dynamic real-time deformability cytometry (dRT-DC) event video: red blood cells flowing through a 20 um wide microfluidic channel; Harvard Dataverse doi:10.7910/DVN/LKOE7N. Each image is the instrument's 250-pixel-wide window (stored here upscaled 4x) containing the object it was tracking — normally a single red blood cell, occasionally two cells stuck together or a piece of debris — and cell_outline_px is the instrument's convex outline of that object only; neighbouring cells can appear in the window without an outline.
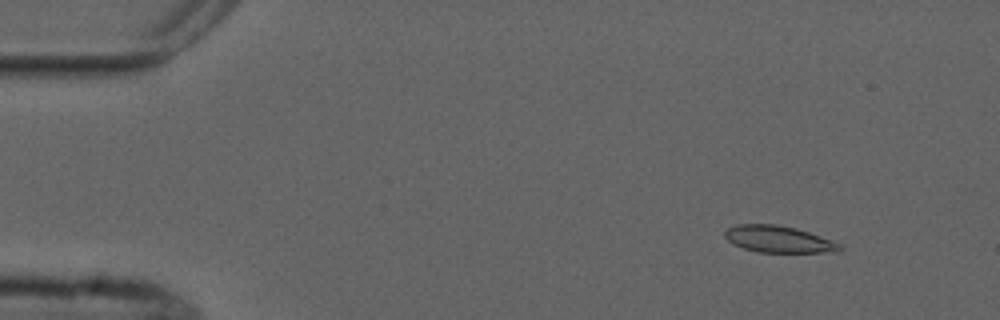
{"species": "common noctule bat (a hibernating species)", "species_latin": "Nyctalus noctula", "temperature_condition": "cold", "stored_images_in_passage": 6, "camera_frame_rate_fps": 3000, "um_per_image_px": 0.085, "animal": {"sex": "male", "forearm_length_mm": 52.5}, "frame": {"image": 1, "passage_image": 2, "time_ms": 1.0, "image_size_px": [1000, 320], "cell_outline_px": [[844, 248], [840, 252], [756, 252], [732, 244], [724, 236], [724, 232], [728, 228], [736, 224], [776, 224], [796, 228], [832, 240], [840, 244]], "centroid_in_image_um": [66.18, 20.33], "position_along_channel_um": 18.8, "area_um2": 17.98}}
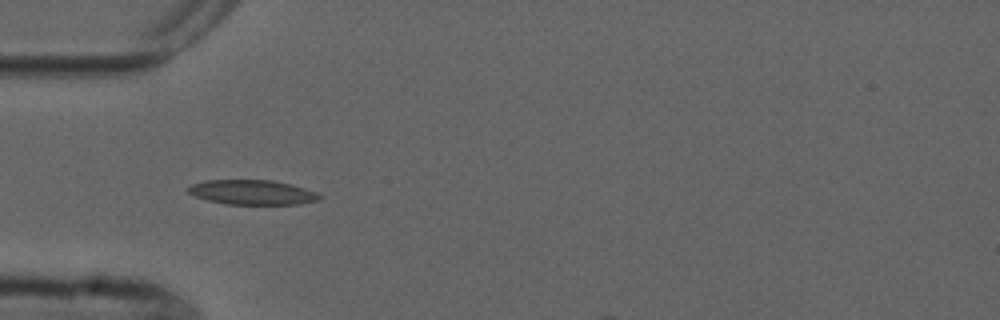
{"frame": {"image": 2, "passage_image": 5, "time_ms": 4.667, "image_size_px": [1000, 320], "cell_outline_px": [[324, 196], [320, 200], [300, 204], [224, 204], [208, 200], [196, 196], [188, 192], [188, 188], [192, 184], [204, 180], [272, 180], [304, 188], [316, 192]], "centroid_in_image_um": [21.47, 16.35], "position_along_channel_um": 63.5, "area_um2": 18.84}}